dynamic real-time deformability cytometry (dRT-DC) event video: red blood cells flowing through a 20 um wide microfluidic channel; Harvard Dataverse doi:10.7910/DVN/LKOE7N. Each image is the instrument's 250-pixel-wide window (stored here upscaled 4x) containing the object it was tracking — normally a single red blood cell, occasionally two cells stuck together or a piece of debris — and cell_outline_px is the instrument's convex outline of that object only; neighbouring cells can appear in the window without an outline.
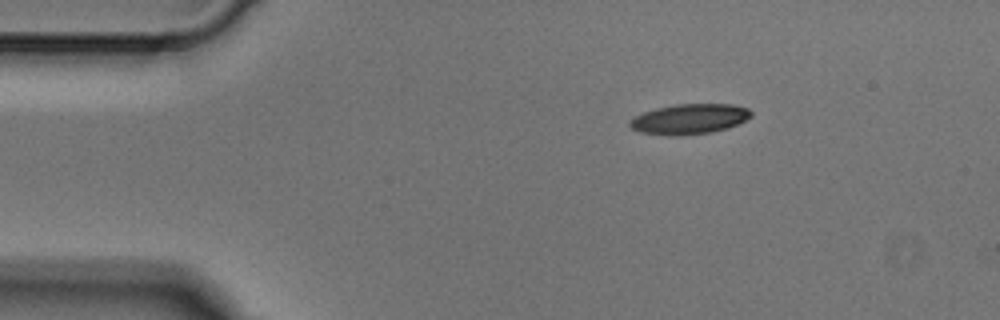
{"species": "Egyptian fruit bat (a non-hibernating species)", "species_latin": "Rousettus aegyptiacus", "temperature_condition": "cold", "stored_images_in_passage": 3, "camera_frame_rate_fps": 3000, "um_per_image_px": 0.085, "animal": {"sex": "male"}, "frame": {"image": 1, "passage_image": 3, "time_ms": 0.667, "image_size_px": [1000, 320], "cell_outline_px": [[752, 116], [728, 128], [712, 132], [680, 136], [668, 136], [640, 132], [632, 128], [628, 124], [628, 120], [644, 112], [656, 108], [676, 104], [732, 104], [748, 108], [752, 112]], "centroid_in_image_um": [58.58, 10.12], "position_along_channel_um": 26.4, "area_um2": 21.44}}